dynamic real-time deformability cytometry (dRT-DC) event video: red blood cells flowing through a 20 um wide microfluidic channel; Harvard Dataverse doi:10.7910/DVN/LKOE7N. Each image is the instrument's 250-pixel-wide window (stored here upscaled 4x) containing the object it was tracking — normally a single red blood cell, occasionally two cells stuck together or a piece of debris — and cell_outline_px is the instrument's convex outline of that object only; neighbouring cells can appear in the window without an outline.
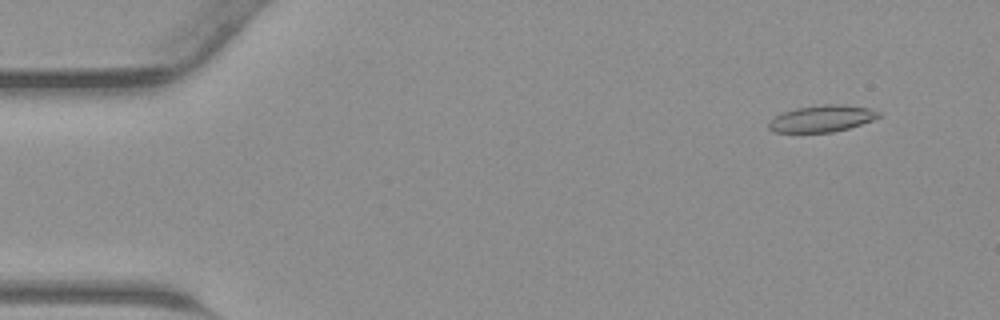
{"species": "common noctule bat (a hibernating species)", "species_latin": "Nyctalus noctula", "temperature_condition": "warm", "stored_images_in_passage": 45, "camera_frame_rate_fps": 3000, "um_per_image_px": 0.085, "animal": {"sex": "male", "body_mass_g": 23.1, "forearm_length_mm": 52.7}, "frame": {"image": 1, "passage_image": 4, "time_ms": 1.0, "image_size_px": [1000, 320], "cell_outline_px": [[880, 116], [872, 120], [848, 128], [832, 132], [772, 132], [768, 128], [768, 124], [780, 112], [796, 108], [824, 104], [844, 104], [872, 108], [880, 112]], "centroid_in_image_um": [69.87, 10.06], "position_along_channel_um": 15.1, "area_um2": 17.11}}
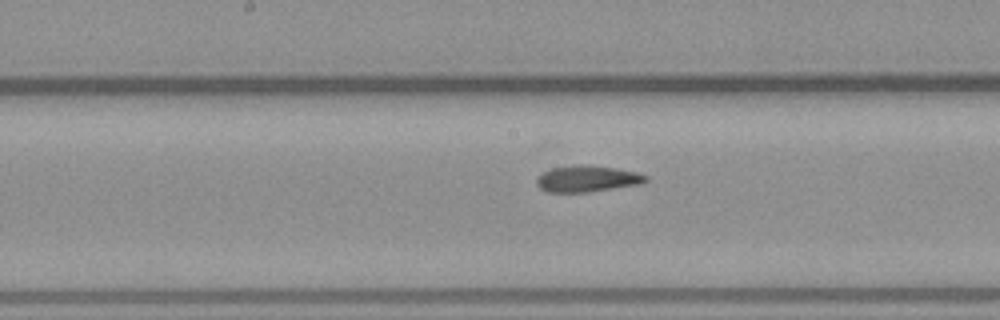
{"frame": {"image": 2, "passage_image": 23, "time_ms": 7.333, "image_size_px": [1000, 320], "cell_outline_px": [[648, 180], [640, 184], [588, 192], [548, 192], [540, 188], [536, 184], [536, 180], [544, 172], [552, 168], [580, 164], [592, 164], [616, 168], [636, 172], [648, 176]], "centroid_in_image_um": [49.93, 15.18], "position_along_channel_um": 198.3, "area_um2": 16.76}}
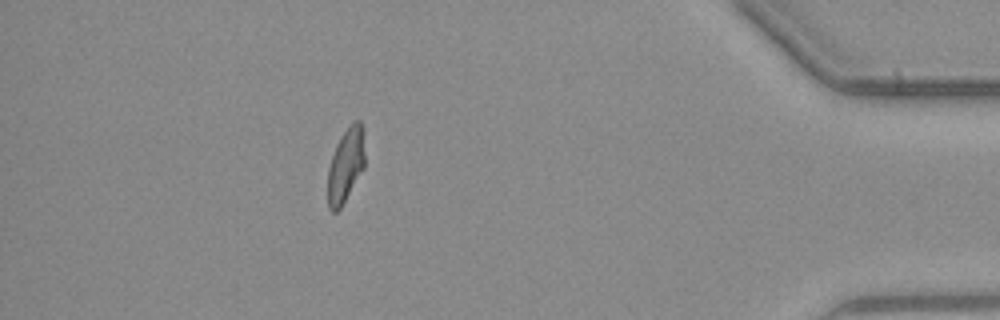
{"frame": {"image": 3, "passage_image": 40, "time_ms": 13.0, "image_size_px": [1000, 320], "cell_outline_px": [[364, 168], [340, 208], [336, 212], [332, 212], [328, 208], [328, 168], [336, 144], [344, 132], [356, 120], [360, 120], [364, 128]], "centroid_in_image_um": [29.39, 14.04], "position_along_channel_um": 405.8, "area_um2": 15.9}}